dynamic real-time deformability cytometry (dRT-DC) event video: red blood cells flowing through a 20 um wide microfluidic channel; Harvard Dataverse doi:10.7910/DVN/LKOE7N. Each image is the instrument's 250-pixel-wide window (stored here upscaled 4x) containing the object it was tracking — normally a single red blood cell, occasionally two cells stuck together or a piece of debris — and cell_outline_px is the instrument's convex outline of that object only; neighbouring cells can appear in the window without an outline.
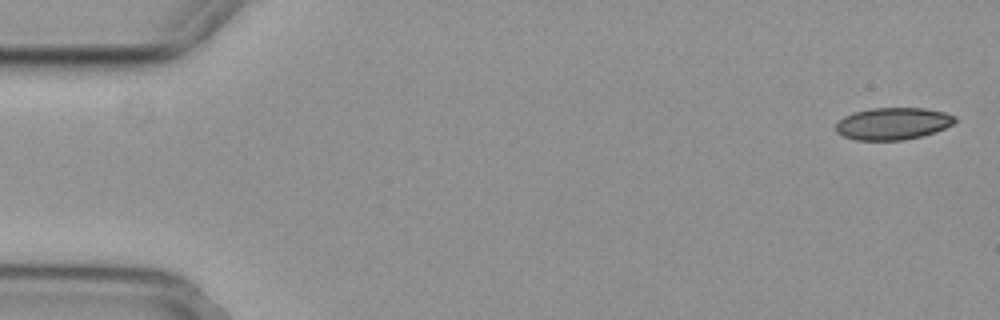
{"species": "common noctule bat (a hibernating species)", "species_latin": "Nyctalus noctula", "temperature_condition": "cold", "stored_images_in_passage": 4, "camera_frame_rate_fps": 3000, "um_per_image_px": 0.085, "animal": {"sex": "female", "body_mass_g": 29.2, "forearm_length_mm": 56.3}, "frame": {"image": 1, "passage_image": 1, "time_ms": 0.0, "image_size_px": [1000, 320], "cell_outline_px": [[956, 120], [952, 124], [936, 132], [904, 140], [856, 140], [844, 136], [836, 132], [836, 124], [844, 116], [856, 112], [872, 108], [924, 108], [944, 112], [956, 116]], "centroid_in_image_um": [75.91, 10.51], "position_along_channel_um": 9.1, "area_um2": 22.14}}
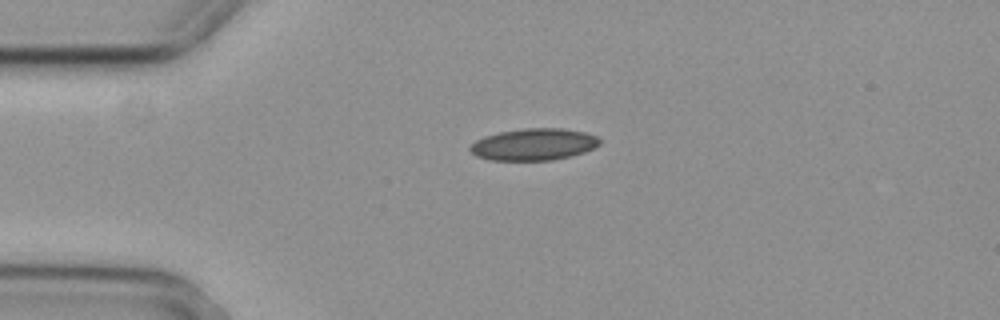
{"frame": {"image": 2, "passage_image": 4, "time_ms": 1.0, "image_size_px": [1000, 320], "cell_outline_px": [[600, 144], [584, 152], [572, 156], [552, 160], [488, 160], [476, 156], [468, 148], [476, 140], [484, 136], [500, 132], [524, 128], [564, 128], [584, 132], [596, 136], [600, 140]], "centroid_in_image_um": [45.36, 12.27], "position_along_channel_um": 39.6, "area_um2": 24.04}}